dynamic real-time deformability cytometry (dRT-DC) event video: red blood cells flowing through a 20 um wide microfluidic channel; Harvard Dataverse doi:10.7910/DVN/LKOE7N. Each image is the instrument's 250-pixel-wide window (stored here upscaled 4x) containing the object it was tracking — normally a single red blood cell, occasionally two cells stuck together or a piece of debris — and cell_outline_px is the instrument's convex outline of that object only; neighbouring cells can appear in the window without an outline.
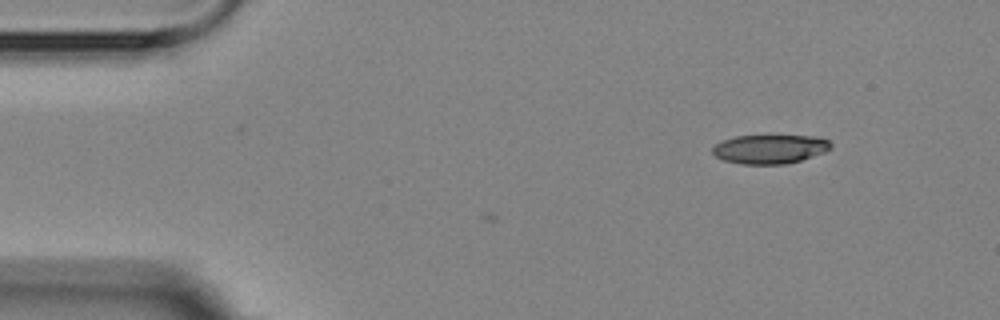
{"species": "Egyptian fruit bat (a non-hibernating species)", "species_latin": "Rousettus aegyptiacus", "temperature_condition": "room temperature", "stored_images_in_passage": 3, "camera_frame_rate_fps": 3000, "um_per_image_px": 0.085, "animal": {"sex": "female"}, "frame": {"image": 1, "passage_image": 1, "time_ms": 0.0, "image_size_px": [1000, 320], "cell_outline_px": [[832, 148], [824, 152], [800, 160], [784, 164], [740, 164], [724, 160], [716, 156], [712, 152], [712, 148], [716, 144], [724, 140], [736, 136], [812, 136], [828, 140], [832, 144]], "centroid_in_image_um": [65.43, 12.67], "position_along_channel_um": 19.6, "area_um2": 19.77}}
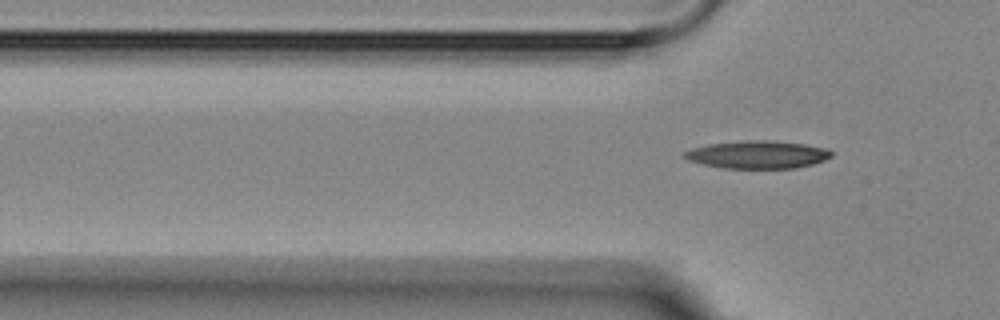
{"frame": {"image": 2, "passage_image": 3, "time_ms": 3.333, "image_size_px": [1000, 320], "cell_outline_px": [[832, 156], [824, 160], [812, 164], [796, 168], [720, 168], [688, 160], [680, 152], [692, 148], [708, 144], [744, 140], [772, 140], [804, 144], [824, 148], [832, 152]], "centroid_in_image_um": [64.35, 13.14], "position_along_channel_um": 61.4, "area_um2": 23.81}}